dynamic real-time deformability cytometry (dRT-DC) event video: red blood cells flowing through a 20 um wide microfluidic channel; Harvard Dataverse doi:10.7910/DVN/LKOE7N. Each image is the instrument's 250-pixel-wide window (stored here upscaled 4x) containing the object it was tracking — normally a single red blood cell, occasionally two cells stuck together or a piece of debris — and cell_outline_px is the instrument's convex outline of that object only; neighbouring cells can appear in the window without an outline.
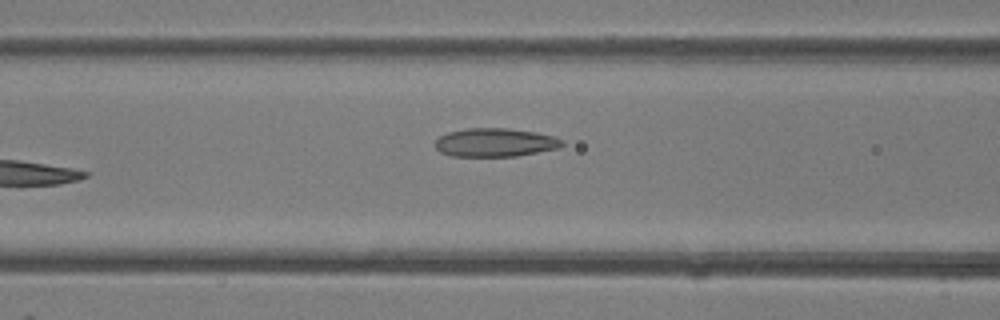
{"species": "common noctule bat (a hibernating species)", "species_latin": "Nyctalus noctula", "temperature_condition": "room temperature", "stored_images_in_passage": 5, "camera_frame_rate_fps": 3000, "um_per_image_px": 0.085, "animal": {"sex": "female"}, "frame": {"image": 1, "passage_image": 5, "time_ms": 4.333, "image_size_px": [1000, 320], "cell_outline_px": [[564, 144], [560, 148], [516, 156], [448, 156], [440, 152], [436, 148], [436, 140], [440, 136], [448, 132], [464, 128], [508, 128], [536, 132], [552, 136], [564, 140]], "centroid_in_image_um": [42.09, 12.11], "position_along_channel_um": 124.5, "area_um2": 21.21}}